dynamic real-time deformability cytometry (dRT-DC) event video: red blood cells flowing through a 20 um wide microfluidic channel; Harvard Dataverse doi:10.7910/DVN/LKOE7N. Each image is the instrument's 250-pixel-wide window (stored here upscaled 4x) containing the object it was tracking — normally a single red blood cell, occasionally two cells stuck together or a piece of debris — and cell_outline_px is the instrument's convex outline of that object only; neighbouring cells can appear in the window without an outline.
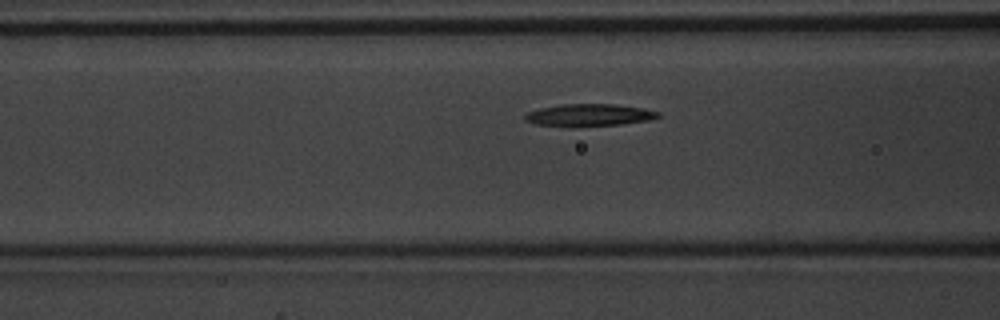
{"species": "common noctule bat (a hibernating species)", "species_latin": "Nyctalus noctula", "temperature_condition": "warm", "stored_images_in_passage": 27, "camera_frame_rate_fps": 3000, "um_per_image_px": 0.085, "animal": {"sex": "male", "body_mass_g": 20.1, "forearm_length_mm": 53.5}, "frame": {"image": 1, "passage_image": 8, "time_ms": 2.333, "image_size_px": [1000, 320], "cell_outline_px": [[660, 116], [648, 120], [620, 124], [572, 128], [536, 124], [524, 120], [524, 116], [528, 112], [540, 108], [560, 104], [616, 104], [644, 108], [660, 112]], "centroid_in_image_um": [50.05, 9.79], "position_along_channel_um": 116.6, "area_um2": 17.57}}
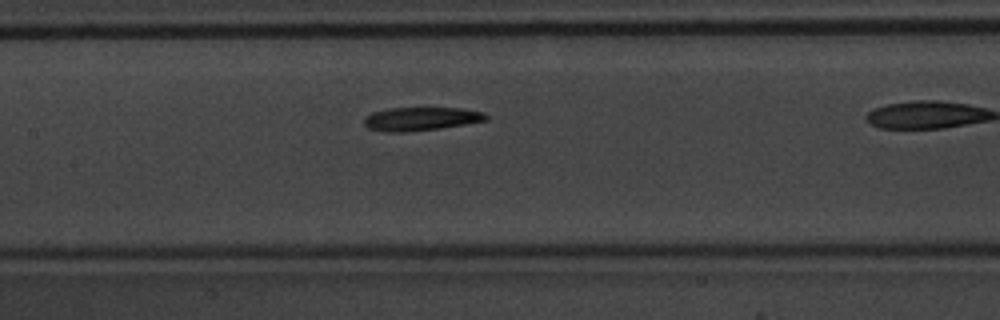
{"frame": {"image": 2, "passage_image": 12, "time_ms": 3.667, "image_size_px": [1000, 320], "cell_outline_px": [[488, 120], [440, 128], [404, 132], [388, 132], [368, 128], [364, 124], [364, 116], [372, 112], [388, 108], [460, 108], [484, 112], [488, 116]], "centroid_in_image_um": [35.76, 10.09], "position_along_channel_um": 171.6, "area_um2": 16.65}}